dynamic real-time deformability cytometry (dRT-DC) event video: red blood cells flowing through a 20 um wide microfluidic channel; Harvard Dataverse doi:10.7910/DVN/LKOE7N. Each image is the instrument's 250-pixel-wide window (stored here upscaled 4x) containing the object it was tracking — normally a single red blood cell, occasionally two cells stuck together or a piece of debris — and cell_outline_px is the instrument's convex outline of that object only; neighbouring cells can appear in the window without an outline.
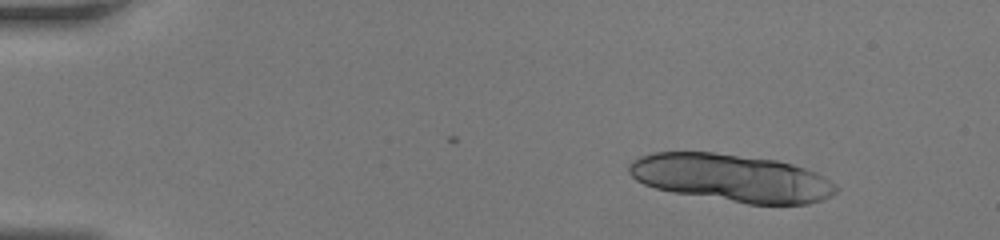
{"species": "human", "species_latin": "Homo sapiens", "temperature_condition": "room temperature", "stored_images_in_passage": 15, "camera_frame_rate_fps": 3000, "um_per_image_px": 0.085, "donor": {"sex": "female"}, "frame": {"image": 1, "passage_image": 5, "time_ms": 1.333, "image_size_px": [1000, 240], "cell_outline_px": [[840, 188], [832, 196], [808, 204], [748, 204], [672, 192], [656, 188], [644, 184], [636, 180], [628, 172], [628, 164], [632, 160], [640, 156], [652, 152], [712, 152], [776, 160], [792, 164], [816, 172], [824, 176], [836, 184]], "centroid_in_image_um": [62.18, 15.12], "position_along_channel_um": 22.8, "area_um2": 57.63}}